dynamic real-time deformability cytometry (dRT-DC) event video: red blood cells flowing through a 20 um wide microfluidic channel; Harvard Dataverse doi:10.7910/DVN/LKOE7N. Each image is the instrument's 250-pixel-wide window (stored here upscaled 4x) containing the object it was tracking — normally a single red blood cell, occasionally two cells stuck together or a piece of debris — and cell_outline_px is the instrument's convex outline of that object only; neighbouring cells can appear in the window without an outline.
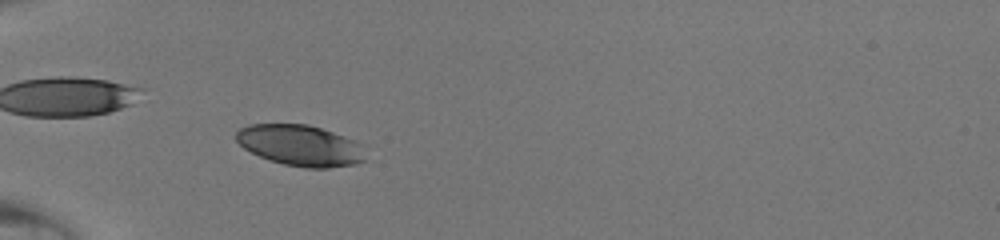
{"species": "human", "species_latin": "Homo sapiens", "temperature_condition": "room temperature", "stored_images_in_passage": 40, "camera_frame_rate_fps": 3000, "um_per_image_px": 0.085, "donor": {"sex": "male"}, "frame": {"image": 1, "passage_image": 9, "time_ms": 2.667, "image_size_px": [1000, 240], "cell_outline_px": [[364, 160], [356, 164], [328, 168], [304, 168], [284, 164], [260, 156], [244, 148], [236, 140], [236, 132], [240, 128], [248, 124], [308, 124], [344, 136], [360, 144]], "centroid_in_image_um": [25.49, 12.36], "position_along_channel_um": 59.5, "area_um2": 30.52}}
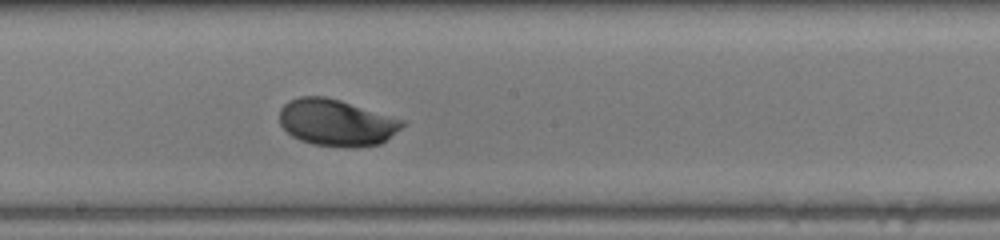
{"frame": {"image": 2, "passage_image": 21, "time_ms": 6.667, "image_size_px": [1000, 240], "cell_outline_px": [[408, 120], [400, 128], [380, 144], [356, 148], [344, 148], [312, 144], [300, 140], [292, 136], [280, 124], [280, 108], [288, 100], [300, 96], [324, 96], [340, 100]], "centroid_in_image_um": [28.61, 10.42], "position_along_channel_um": 219.6, "area_um2": 33.76}}
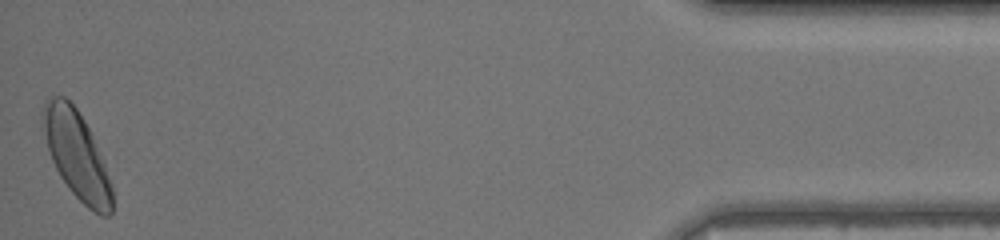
{"frame": {"image": 3, "passage_image": 40, "time_ms": 13.0, "image_size_px": [1000, 240], "cell_outline_px": [[112, 212], [108, 216], [100, 216], [88, 208], [72, 192], [60, 176], [52, 160], [48, 148], [40, 116], [40, 112], [48, 96], [64, 96], [76, 108], [84, 120], [104, 160], [112, 184]], "centroid_in_image_um": [6.52, 13.16], "position_along_channel_um": 428.7, "area_um2": 35.2}}